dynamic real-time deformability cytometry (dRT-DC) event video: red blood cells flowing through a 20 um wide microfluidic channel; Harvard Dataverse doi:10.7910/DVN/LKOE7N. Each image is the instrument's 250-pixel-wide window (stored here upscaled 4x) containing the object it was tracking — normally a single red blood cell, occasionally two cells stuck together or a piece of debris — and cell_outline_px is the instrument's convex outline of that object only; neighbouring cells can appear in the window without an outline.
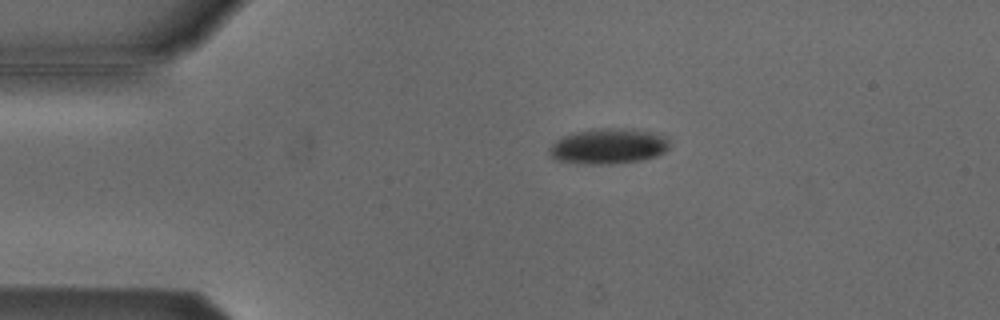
{"species": "Egyptian fruit bat (a non-hibernating species)", "species_latin": "Rousettus aegyptiacus", "temperature_condition": "cold", "stored_images_in_passage": 5, "camera_frame_rate_fps": 3000, "um_per_image_px": 0.085, "animal": {"sex": "male"}, "frame": {"image": 1, "passage_image": 4, "time_ms": 1.0, "image_size_px": [1000, 320], "cell_outline_px": [[672, 144], [664, 152], [656, 156], [640, 160], [612, 164], [576, 164], [556, 160], [552, 156], [548, 148], [556, 140], [564, 136], [596, 128], [632, 128], [652, 132], [668, 136]], "centroid_in_image_um": [51.77, 12.43], "position_along_channel_um": 33.2, "area_um2": 25.09}}